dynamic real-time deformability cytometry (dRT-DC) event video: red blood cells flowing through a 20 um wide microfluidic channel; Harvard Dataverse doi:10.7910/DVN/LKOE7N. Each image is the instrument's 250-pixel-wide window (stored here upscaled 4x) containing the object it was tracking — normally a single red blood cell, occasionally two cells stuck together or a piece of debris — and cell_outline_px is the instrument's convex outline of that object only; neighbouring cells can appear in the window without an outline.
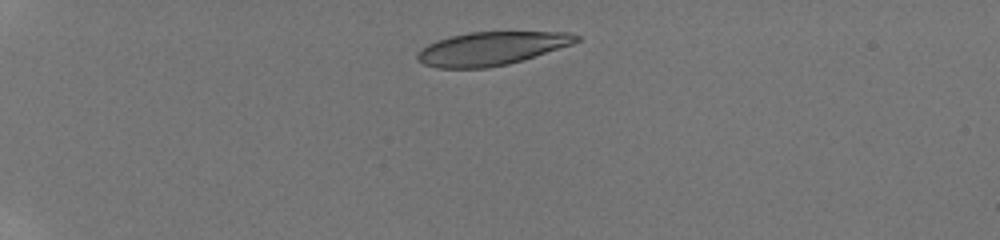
{"species": "human", "species_latin": "Homo sapiens", "temperature_condition": "room temperature", "stored_images_in_passage": 11, "camera_frame_rate_fps": 3000, "um_per_image_px": 0.085, "donor": {"sex": "male"}, "frame": {"image": 1, "passage_image": 2, "time_ms": 1.0, "image_size_px": [1000, 240], "cell_outline_px": [[580, 40], [572, 44], [524, 60], [508, 64], [488, 68], [436, 68], [424, 64], [416, 60], [416, 52], [420, 48], [436, 40], [468, 32], [568, 32], [580, 36]], "centroid_in_image_um": [41.73, 4.13], "position_along_channel_um": 43.3, "area_um2": 31.1}}
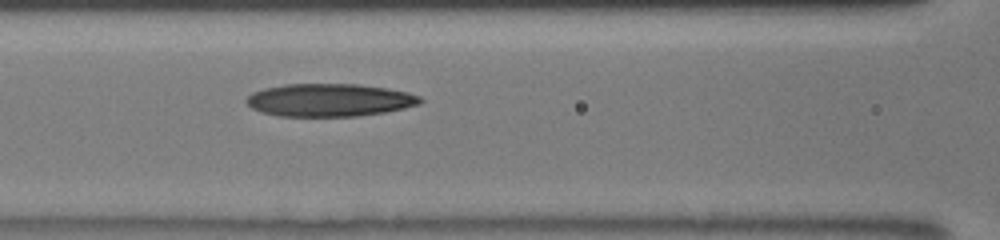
{"frame": {"image": 2, "passage_image": 7, "time_ms": 5.0, "image_size_px": [1000, 240], "cell_outline_px": [[424, 100], [420, 104], [404, 108], [384, 112], [356, 116], [280, 116], [264, 112], [252, 108], [244, 100], [252, 92], [264, 88], [284, 84], [360, 84], [388, 88], [408, 92], [420, 96]], "centroid_in_image_um": [28.03, 8.49], "position_along_channel_um": 138.6, "area_um2": 33.29}}
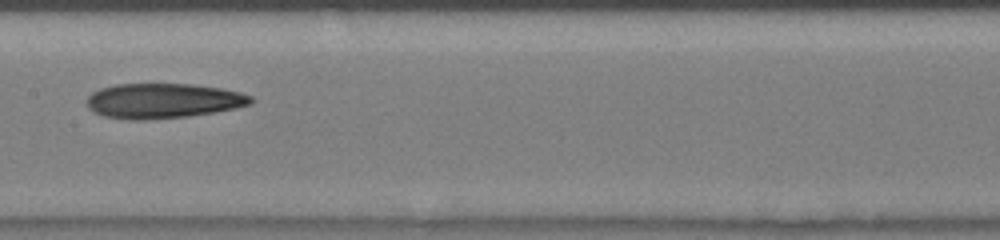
{"frame": {"image": 3, "passage_image": 10, "time_ms": 6.333, "image_size_px": [1000, 240], "cell_outline_px": [[256, 100], [252, 104], [236, 108], [188, 116], [144, 120], [136, 120], [104, 116], [92, 112], [88, 108], [88, 96], [92, 92], [100, 88], [116, 84], [192, 84], [220, 88], [240, 92], [252, 96]], "centroid_in_image_um": [13.88, 8.56], "position_along_channel_um": 193.5, "area_um2": 33.47}}